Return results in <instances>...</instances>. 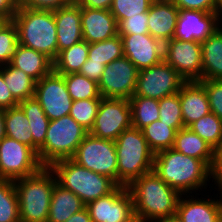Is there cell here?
I'll use <instances>...</instances> for the list:
<instances>
[{
	"label": "cell",
	"mask_w": 222,
	"mask_h": 222,
	"mask_svg": "<svg viewBox=\"0 0 222 222\" xmlns=\"http://www.w3.org/2000/svg\"><path fill=\"white\" fill-rule=\"evenodd\" d=\"M137 222H157L176 214L181 194L154 171L136 178L128 186Z\"/></svg>",
	"instance_id": "6da1fadb"
},
{
	"label": "cell",
	"mask_w": 222,
	"mask_h": 222,
	"mask_svg": "<svg viewBox=\"0 0 222 222\" xmlns=\"http://www.w3.org/2000/svg\"><path fill=\"white\" fill-rule=\"evenodd\" d=\"M152 171L183 197L186 193L205 188L211 178L210 167L203 160L186 156L173 148L154 155Z\"/></svg>",
	"instance_id": "7a4b0ae2"
},
{
	"label": "cell",
	"mask_w": 222,
	"mask_h": 222,
	"mask_svg": "<svg viewBox=\"0 0 222 222\" xmlns=\"http://www.w3.org/2000/svg\"><path fill=\"white\" fill-rule=\"evenodd\" d=\"M20 45L45 54L52 61L58 56L54 11L18 6L12 19Z\"/></svg>",
	"instance_id": "3957f363"
},
{
	"label": "cell",
	"mask_w": 222,
	"mask_h": 222,
	"mask_svg": "<svg viewBox=\"0 0 222 222\" xmlns=\"http://www.w3.org/2000/svg\"><path fill=\"white\" fill-rule=\"evenodd\" d=\"M56 182V176L50 167H42L31 176L14 180L20 222H47Z\"/></svg>",
	"instance_id": "277c9868"
},
{
	"label": "cell",
	"mask_w": 222,
	"mask_h": 222,
	"mask_svg": "<svg viewBox=\"0 0 222 222\" xmlns=\"http://www.w3.org/2000/svg\"><path fill=\"white\" fill-rule=\"evenodd\" d=\"M118 186H128L136 178L153 170L154 153L142 130L131 127L115 140Z\"/></svg>",
	"instance_id": "5b68a950"
},
{
	"label": "cell",
	"mask_w": 222,
	"mask_h": 222,
	"mask_svg": "<svg viewBox=\"0 0 222 222\" xmlns=\"http://www.w3.org/2000/svg\"><path fill=\"white\" fill-rule=\"evenodd\" d=\"M50 169L57 183L72 191L85 204L111 193L118 185L108 176L95 173L72 159L54 162Z\"/></svg>",
	"instance_id": "8992f818"
},
{
	"label": "cell",
	"mask_w": 222,
	"mask_h": 222,
	"mask_svg": "<svg viewBox=\"0 0 222 222\" xmlns=\"http://www.w3.org/2000/svg\"><path fill=\"white\" fill-rule=\"evenodd\" d=\"M88 133L70 115L51 120L37 154L41 165L50 167L59 160L71 159Z\"/></svg>",
	"instance_id": "52a82bcc"
},
{
	"label": "cell",
	"mask_w": 222,
	"mask_h": 222,
	"mask_svg": "<svg viewBox=\"0 0 222 222\" xmlns=\"http://www.w3.org/2000/svg\"><path fill=\"white\" fill-rule=\"evenodd\" d=\"M79 165L111 178L118 185L115 141L87 134L71 158Z\"/></svg>",
	"instance_id": "ba28073f"
},
{
	"label": "cell",
	"mask_w": 222,
	"mask_h": 222,
	"mask_svg": "<svg viewBox=\"0 0 222 222\" xmlns=\"http://www.w3.org/2000/svg\"><path fill=\"white\" fill-rule=\"evenodd\" d=\"M42 167L37 153L28 145L7 136L0 141V179L31 176Z\"/></svg>",
	"instance_id": "9c48e42d"
},
{
	"label": "cell",
	"mask_w": 222,
	"mask_h": 222,
	"mask_svg": "<svg viewBox=\"0 0 222 222\" xmlns=\"http://www.w3.org/2000/svg\"><path fill=\"white\" fill-rule=\"evenodd\" d=\"M185 79L164 60L149 68L139 70L133 96L160 100L181 89Z\"/></svg>",
	"instance_id": "30bf717a"
},
{
	"label": "cell",
	"mask_w": 222,
	"mask_h": 222,
	"mask_svg": "<svg viewBox=\"0 0 222 222\" xmlns=\"http://www.w3.org/2000/svg\"><path fill=\"white\" fill-rule=\"evenodd\" d=\"M132 127L131 106L128 99L101 98L94 125L89 134L100 139L115 141Z\"/></svg>",
	"instance_id": "8fae6325"
},
{
	"label": "cell",
	"mask_w": 222,
	"mask_h": 222,
	"mask_svg": "<svg viewBox=\"0 0 222 222\" xmlns=\"http://www.w3.org/2000/svg\"><path fill=\"white\" fill-rule=\"evenodd\" d=\"M34 98L50 121L70 114L73 100L63 75L54 70L35 83Z\"/></svg>",
	"instance_id": "7c38bea8"
},
{
	"label": "cell",
	"mask_w": 222,
	"mask_h": 222,
	"mask_svg": "<svg viewBox=\"0 0 222 222\" xmlns=\"http://www.w3.org/2000/svg\"><path fill=\"white\" fill-rule=\"evenodd\" d=\"M93 222H137L131 193L117 186L111 193L86 204Z\"/></svg>",
	"instance_id": "4fadbf2b"
},
{
	"label": "cell",
	"mask_w": 222,
	"mask_h": 222,
	"mask_svg": "<svg viewBox=\"0 0 222 222\" xmlns=\"http://www.w3.org/2000/svg\"><path fill=\"white\" fill-rule=\"evenodd\" d=\"M138 72L137 67L124 56L106 65L98 83L101 97L129 100L136 89Z\"/></svg>",
	"instance_id": "5bb4252c"
},
{
	"label": "cell",
	"mask_w": 222,
	"mask_h": 222,
	"mask_svg": "<svg viewBox=\"0 0 222 222\" xmlns=\"http://www.w3.org/2000/svg\"><path fill=\"white\" fill-rule=\"evenodd\" d=\"M163 60L185 81L202 80V46L197 41L171 39L164 43Z\"/></svg>",
	"instance_id": "9a60e30c"
},
{
	"label": "cell",
	"mask_w": 222,
	"mask_h": 222,
	"mask_svg": "<svg viewBox=\"0 0 222 222\" xmlns=\"http://www.w3.org/2000/svg\"><path fill=\"white\" fill-rule=\"evenodd\" d=\"M221 19L217 12L179 9L173 39L202 43L220 27Z\"/></svg>",
	"instance_id": "2e32d148"
},
{
	"label": "cell",
	"mask_w": 222,
	"mask_h": 222,
	"mask_svg": "<svg viewBox=\"0 0 222 222\" xmlns=\"http://www.w3.org/2000/svg\"><path fill=\"white\" fill-rule=\"evenodd\" d=\"M123 54L138 70L149 68L163 60L164 44L147 34L123 35Z\"/></svg>",
	"instance_id": "e0dca14e"
},
{
	"label": "cell",
	"mask_w": 222,
	"mask_h": 222,
	"mask_svg": "<svg viewBox=\"0 0 222 222\" xmlns=\"http://www.w3.org/2000/svg\"><path fill=\"white\" fill-rule=\"evenodd\" d=\"M117 25L110 10L81 7L82 34L87 43L101 42L118 35Z\"/></svg>",
	"instance_id": "ac0fdd59"
},
{
	"label": "cell",
	"mask_w": 222,
	"mask_h": 222,
	"mask_svg": "<svg viewBox=\"0 0 222 222\" xmlns=\"http://www.w3.org/2000/svg\"><path fill=\"white\" fill-rule=\"evenodd\" d=\"M54 18L57 31L58 53L83 40L81 6L75 0L55 10Z\"/></svg>",
	"instance_id": "d6986e66"
},
{
	"label": "cell",
	"mask_w": 222,
	"mask_h": 222,
	"mask_svg": "<svg viewBox=\"0 0 222 222\" xmlns=\"http://www.w3.org/2000/svg\"><path fill=\"white\" fill-rule=\"evenodd\" d=\"M178 7L171 0H154L148 11L149 34L163 44L174 37Z\"/></svg>",
	"instance_id": "ffe728a7"
},
{
	"label": "cell",
	"mask_w": 222,
	"mask_h": 222,
	"mask_svg": "<svg viewBox=\"0 0 222 222\" xmlns=\"http://www.w3.org/2000/svg\"><path fill=\"white\" fill-rule=\"evenodd\" d=\"M180 196L176 215L182 222H222V204L220 199H196L186 194V198ZM215 200V201H214Z\"/></svg>",
	"instance_id": "44dd1931"
},
{
	"label": "cell",
	"mask_w": 222,
	"mask_h": 222,
	"mask_svg": "<svg viewBox=\"0 0 222 222\" xmlns=\"http://www.w3.org/2000/svg\"><path fill=\"white\" fill-rule=\"evenodd\" d=\"M179 97L184 127L211 112L206 90L199 81H186L179 90Z\"/></svg>",
	"instance_id": "7402d4cb"
},
{
	"label": "cell",
	"mask_w": 222,
	"mask_h": 222,
	"mask_svg": "<svg viewBox=\"0 0 222 222\" xmlns=\"http://www.w3.org/2000/svg\"><path fill=\"white\" fill-rule=\"evenodd\" d=\"M10 65L24 71L35 82L53 70V61L49 57L20 44L10 61Z\"/></svg>",
	"instance_id": "603a6c76"
},
{
	"label": "cell",
	"mask_w": 222,
	"mask_h": 222,
	"mask_svg": "<svg viewBox=\"0 0 222 222\" xmlns=\"http://www.w3.org/2000/svg\"><path fill=\"white\" fill-rule=\"evenodd\" d=\"M202 80H222V27L201 43Z\"/></svg>",
	"instance_id": "cb8c5ba5"
},
{
	"label": "cell",
	"mask_w": 222,
	"mask_h": 222,
	"mask_svg": "<svg viewBox=\"0 0 222 222\" xmlns=\"http://www.w3.org/2000/svg\"><path fill=\"white\" fill-rule=\"evenodd\" d=\"M85 207L86 204L78 196L56 182L47 222H66L73 214Z\"/></svg>",
	"instance_id": "d4e9b609"
},
{
	"label": "cell",
	"mask_w": 222,
	"mask_h": 222,
	"mask_svg": "<svg viewBox=\"0 0 222 222\" xmlns=\"http://www.w3.org/2000/svg\"><path fill=\"white\" fill-rule=\"evenodd\" d=\"M172 148L186 156L203 160L211 167L214 149L188 127L177 131Z\"/></svg>",
	"instance_id": "484cf974"
},
{
	"label": "cell",
	"mask_w": 222,
	"mask_h": 222,
	"mask_svg": "<svg viewBox=\"0 0 222 222\" xmlns=\"http://www.w3.org/2000/svg\"><path fill=\"white\" fill-rule=\"evenodd\" d=\"M18 105L29 120L32 133V149L38 154L39 148L44 144L50 120L34 97L20 101Z\"/></svg>",
	"instance_id": "4316f807"
},
{
	"label": "cell",
	"mask_w": 222,
	"mask_h": 222,
	"mask_svg": "<svg viewBox=\"0 0 222 222\" xmlns=\"http://www.w3.org/2000/svg\"><path fill=\"white\" fill-rule=\"evenodd\" d=\"M89 43L82 40L58 53L53 61V70L61 75L78 73L88 59Z\"/></svg>",
	"instance_id": "83f0119b"
},
{
	"label": "cell",
	"mask_w": 222,
	"mask_h": 222,
	"mask_svg": "<svg viewBox=\"0 0 222 222\" xmlns=\"http://www.w3.org/2000/svg\"><path fill=\"white\" fill-rule=\"evenodd\" d=\"M4 125L7 137L32 148V133L29 120L19 105L5 110Z\"/></svg>",
	"instance_id": "f1b7e54d"
},
{
	"label": "cell",
	"mask_w": 222,
	"mask_h": 222,
	"mask_svg": "<svg viewBox=\"0 0 222 222\" xmlns=\"http://www.w3.org/2000/svg\"><path fill=\"white\" fill-rule=\"evenodd\" d=\"M132 127L142 130L152 122L160 119L159 100L143 96L130 99Z\"/></svg>",
	"instance_id": "f546056e"
},
{
	"label": "cell",
	"mask_w": 222,
	"mask_h": 222,
	"mask_svg": "<svg viewBox=\"0 0 222 222\" xmlns=\"http://www.w3.org/2000/svg\"><path fill=\"white\" fill-rule=\"evenodd\" d=\"M4 81L18 103L34 97L36 82L24 71L10 64L4 65Z\"/></svg>",
	"instance_id": "4dcf8cb0"
},
{
	"label": "cell",
	"mask_w": 222,
	"mask_h": 222,
	"mask_svg": "<svg viewBox=\"0 0 222 222\" xmlns=\"http://www.w3.org/2000/svg\"><path fill=\"white\" fill-rule=\"evenodd\" d=\"M151 151L156 154L173 147L177 131L169 124L157 120L142 129Z\"/></svg>",
	"instance_id": "1f68e13d"
},
{
	"label": "cell",
	"mask_w": 222,
	"mask_h": 222,
	"mask_svg": "<svg viewBox=\"0 0 222 222\" xmlns=\"http://www.w3.org/2000/svg\"><path fill=\"white\" fill-rule=\"evenodd\" d=\"M0 222H20L19 200L14 180L0 179Z\"/></svg>",
	"instance_id": "d6a6232c"
},
{
	"label": "cell",
	"mask_w": 222,
	"mask_h": 222,
	"mask_svg": "<svg viewBox=\"0 0 222 222\" xmlns=\"http://www.w3.org/2000/svg\"><path fill=\"white\" fill-rule=\"evenodd\" d=\"M69 95L73 101L101 99L98 83L78 73L63 75Z\"/></svg>",
	"instance_id": "836d02e7"
},
{
	"label": "cell",
	"mask_w": 222,
	"mask_h": 222,
	"mask_svg": "<svg viewBox=\"0 0 222 222\" xmlns=\"http://www.w3.org/2000/svg\"><path fill=\"white\" fill-rule=\"evenodd\" d=\"M123 56V42L120 35L89 44L88 58L92 61L102 62L105 66Z\"/></svg>",
	"instance_id": "e575fe53"
},
{
	"label": "cell",
	"mask_w": 222,
	"mask_h": 222,
	"mask_svg": "<svg viewBox=\"0 0 222 222\" xmlns=\"http://www.w3.org/2000/svg\"><path fill=\"white\" fill-rule=\"evenodd\" d=\"M188 128L205 140L213 149L222 143V120L213 112L195 121Z\"/></svg>",
	"instance_id": "d590c367"
},
{
	"label": "cell",
	"mask_w": 222,
	"mask_h": 222,
	"mask_svg": "<svg viewBox=\"0 0 222 222\" xmlns=\"http://www.w3.org/2000/svg\"><path fill=\"white\" fill-rule=\"evenodd\" d=\"M160 121L176 131L184 128L179 92L159 100Z\"/></svg>",
	"instance_id": "8d00e7d4"
},
{
	"label": "cell",
	"mask_w": 222,
	"mask_h": 222,
	"mask_svg": "<svg viewBox=\"0 0 222 222\" xmlns=\"http://www.w3.org/2000/svg\"><path fill=\"white\" fill-rule=\"evenodd\" d=\"M101 99H86L72 102L70 116L88 132L92 129Z\"/></svg>",
	"instance_id": "74e56055"
},
{
	"label": "cell",
	"mask_w": 222,
	"mask_h": 222,
	"mask_svg": "<svg viewBox=\"0 0 222 222\" xmlns=\"http://www.w3.org/2000/svg\"><path fill=\"white\" fill-rule=\"evenodd\" d=\"M19 45L17 29L12 20L0 25V66L10 64Z\"/></svg>",
	"instance_id": "f35d334b"
},
{
	"label": "cell",
	"mask_w": 222,
	"mask_h": 222,
	"mask_svg": "<svg viewBox=\"0 0 222 222\" xmlns=\"http://www.w3.org/2000/svg\"><path fill=\"white\" fill-rule=\"evenodd\" d=\"M154 0H113L110 12L114 15L117 24L128 18L140 16L148 12Z\"/></svg>",
	"instance_id": "ab89813d"
},
{
	"label": "cell",
	"mask_w": 222,
	"mask_h": 222,
	"mask_svg": "<svg viewBox=\"0 0 222 222\" xmlns=\"http://www.w3.org/2000/svg\"><path fill=\"white\" fill-rule=\"evenodd\" d=\"M206 90L210 111L222 120V80H199Z\"/></svg>",
	"instance_id": "60d3db41"
},
{
	"label": "cell",
	"mask_w": 222,
	"mask_h": 222,
	"mask_svg": "<svg viewBox=\"0 0 222 222\" xmlns=\"http://www.w3.org/2000/svg\"><path fill=\"white\" fill-rule=\"evenodd\" d=\"M148 12L140 16L128 17L120 21L117 25L118 35L147 34L148 31Z\"/></svg>",
	"instance_id": "b9f144b4"
},
{
	"label": "cell",
	"mask_w": 222,
	"mask_h": 222,
	"mask_svg": "<svg viewBox=\"0 0 222 222\" xmlns=\"http://www.w3.org/2000/svg\"><path fill=\"white\" fill-rule=\"evenodd\" d=\"M73 0H25L20 7L55 11L70 4Z\"/></svg>",
	"instance_id": "7bdbcfd3"
},
{
	"label": "cell",
	"mask_w": 222,
	"mask_h": 222,
	"mask_svg": "<svg viewBox=\"0 0 222 222\" xmlns=\"http://www.w3.org/2000/svg\"><path fill=\"white\" fill-rule=\"evenodd\" d=\"M210 176L213 178L218 191H222V143L213 150V161L210 167Z\"/></svg>",
	"instance_id": "ee69618b"
},
{
	"label": "cell",
	"mask_w": 222,
	"mask_h": 222,
	"mask_svg": "<svg viewBox=\"0 0 222 222\" xmlns=\"http://www.w3.org/2000/svg\"><path fill=\"white\" fill-rule=\"evenodd\" d=\"M105 65L102 62L92 61V59H87L82 65L80 74L86 76L88 79L99 83L104 72Z\"/></svg>",
	"instance_id": "f6af8a7d"
},
{
	"label": "cell",
	"mask_w": 222,
	"mask_h": 222,
	"mask_svg": "<svg viewBox=\"0 0 222 222\" xmlns=\"http://www.w3.org/2000/svg\"><path fill=\"white\" fill-rule=\"evenodd\" d=\"M178 9L214 12V0H171Z\"/></svg>",
	"instance_id": "bcb514c9"
},
{
	"label": "cell",
	"mask_w": 222,
	"mask_h": 222,
	"mask_svg": "<svg viewBox=\"0 0 222 222\" xmlns=\"http://www.w3.org/2000/svg\"><path fill=\"white\" fill-rule=\"evenodd\" d=\"M17 105L18 102L13 98L4 81V65L0 66V109L6 110Z\"/></svg>",
	"instance_id": "7dc6e473"
},
{
	"label": "cell",
	"mask_w": 222,
	"mask_h": 222,
	"mask_svg": "<svg viewBox=\"0 0 222 222\" xmlns=\"http://www.w3.org/2000/svg\"><path fill=\"white\" fill-rule=\"evenodd\" d=\"M81 7L110 10L113 0H75Z\"/></svg>",
	"instance_id": "c3c4849f"
},
{
	"label": "cell",
	"mask_w": 222,
	"mask_h": 222,
	"mask_svg": "<svg viewBox=\"0 0 222 222\" xmlns=\"http://www.w3.org/2000/svg\"><path fill=\"white\" fill-rule=\"evenodd\" d=\"M17 6L13 3V0H0V19L12 20Z\"/></svg>",
	"instance_id": "681fc988"
},
{
	"label": "cell",
	"mask_w": 222,
	"mask_h": 222,
	"mask_svg": "<svg viewBox=\"0 0 222 222\" xmlns=\"http://www.w3.org/2000/svg\"><path fill=\"white\" fill-rule=\"evenodd\" d=\"M66 222H93L86 207L73 214Z\"/></svg>",
	"instance_id": "f907efd6"
},
{
	"label": "cell",
	"mask_w": 222,
	"mask_h": 222,
	"mask_svg": "<svg viewBox=\"0 0 222 222\" xmlns=\"http://www.w3.org/2000/svg\"><path fill=\"white\" fill-rule=\"evenodd\" d=\"M5 110L0 109V141L6 136L4 125Z\"/></svg>",
	"instance_id": "816d5d0a"
},
{
	"label": "cell",
	"mask_w": 222,
	"mask_h": 222,
	"mask_svg": "<svg viewBox=\"0 0 222 222\" xmlns=\"http://www.w3.org/2000/svg\"><path fill=\"white\" fill-rule=\"evenodd\" d=\"M214 12L222 17V0H214Z\"/></svg>",
	"instance_id": "f5cc1de1"
},
{
	"label": "cell",
	"mask_w": 222,
	"mask_h": 222,
	"mask_svg": "<svg viewBox=\"0 0 222 222\" xmlns=\"http://www.w3.org/2000/svg\"><path fill=\"white\" fill-rule=\"evenodd\" d=\"M157 222H182L181 219L175 214L173 216H169L168 218L159 220Z\"/></svg>",
	"instance_id": "db71d44e"
},
{
	"label": "cell",
	"mask_w": 222,
	"mask_h": 222,
	"mask_svg": "<svg viewBox=\"0 0 222 222\" xmlns=\"http://www.w3.org/2000/svg\"><path fill=\"white\" fill-rule=\"evenodd\" d=\"M25 0H13V3L18 7L20 6Z\"/></svg>",
	"instance_id": "11a10c76"
},
{
	"label": "cell",
	"mask_w": 222,
	"mask_h": 222,
	"mask_svg": "<svg viewBox=\"0 0 222 222\" xmlns=\"http://www.w3.org/2000/svg\"><path fill=\"white\" fill-rule=\"evenodd\" d=\"M219 194H220L219 198L221 197L220 200H221V204H222V191Z\"/></svg>",
	"instance_id": "9f6ffc18"
},
{
	"label": "cell",
	"mask_w": 222,
	"mask_h": 222,
	"mask_svg": "<svg viewBox=\"0 0 222 222\" xmlns=\"http://www.w3.org/2000/svg\"><path fill=\"white\" fill-rule=\"evenodd\" d=\"M5 20H3V19H0V25L4 22Z\"/></svg>",
	"instance_id": "6f0895ef"
}]
</instances>
